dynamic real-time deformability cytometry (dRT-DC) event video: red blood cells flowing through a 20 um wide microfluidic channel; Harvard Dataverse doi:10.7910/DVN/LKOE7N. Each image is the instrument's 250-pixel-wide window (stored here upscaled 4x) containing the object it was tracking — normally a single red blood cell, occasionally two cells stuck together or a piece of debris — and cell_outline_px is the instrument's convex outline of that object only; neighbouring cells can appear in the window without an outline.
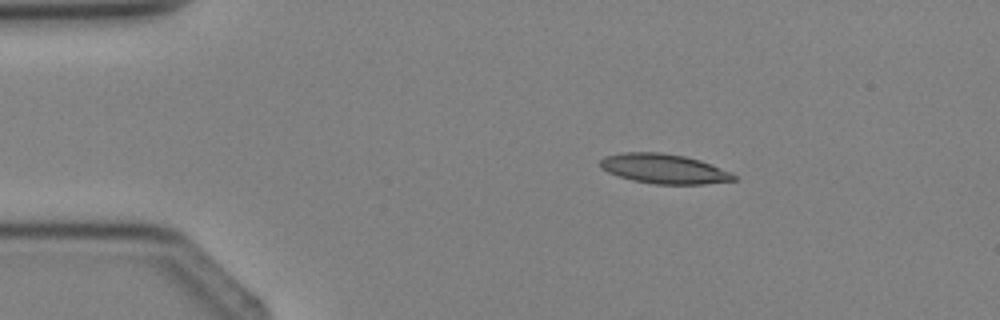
{"species": "Egyptian fruit bat (a non-hibernating species)", "species_latin": "Rousettus aegyptiacus", "temperature_condition": "cold", "stored_images_in_passage": 3, "camera_frame_rate_fps": 3000, "um_per_image_px": 0.085, "animal": {"sex": "female"}, "frame": {"image": 1, "passage_image": 1, "time_ms": 0.0, "image_size_px": [1000, 320], "cell_outline_px": [[736, 180], [704, 184], [656, 184], [632, 180], [608, 172], [600, 168], [600, 160], [604, 156], [624, 152], [660, 152], [684, 156], [700, 160], [728, 172], [736, 176]], "centroid_in_image_um": [56.39, 14.34], "position_along_channel_um": 28.6, "area_um2": 22.83}}
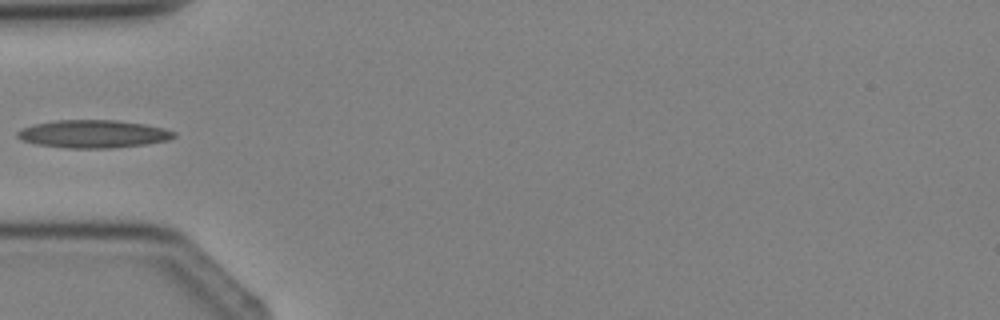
{"frame": {"image": 2, "passage_image": 3, "time_ms": 2.0, "image_size_px": [1000, 320], "cell_outline_px": [[176, 136], [168, 140], [144, 144], [112, 148], [68, 148], [36, 144], [20, 140], [16, 136], [16, 132], [20, 128], [36, 124], [56, 120], [116, 120], [144, 124], [164, 128], [176, 132]], "centroid_in_image_um": [7.9, 11.38], "position_along_channel_um": 77.1, "area_um2": 25.43}}